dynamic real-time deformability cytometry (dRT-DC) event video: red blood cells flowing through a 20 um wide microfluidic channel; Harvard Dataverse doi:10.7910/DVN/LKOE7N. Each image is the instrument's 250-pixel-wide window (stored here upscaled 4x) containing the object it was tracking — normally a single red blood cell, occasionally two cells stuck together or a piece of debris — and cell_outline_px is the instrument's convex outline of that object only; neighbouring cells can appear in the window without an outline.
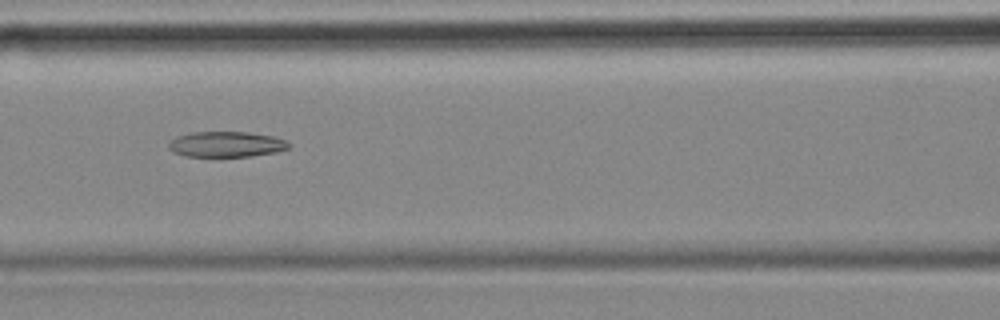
{"species": "common noctule bat (a hibernating species)", "species_latin": "Nyctalus noctula", "temperature_condition": "cold", "stored_images_in_passage": 11, "camera_frame_rate_fps": 3000, "um_per_image_px": 0.085, "animal": {"sex": "female", "body_mass_g": 18.4}, "frame": {"image": 1, "passage_image": 7, "time_ms": 2.0, "image_size_px": [1000, 320], "cell_outline_px": [[288, 148], [276, 152], [248, 156], [184, 156], [172, 152], [168, 148], [168, 144], [176, 136], [192, 132], [248, 132], [272, 136], [284, 140], [288, 144]], "centroid_in_image_um": [19.17, 12.26], "position_along_channel_um": 147.4, "area_um2": 17.69}}